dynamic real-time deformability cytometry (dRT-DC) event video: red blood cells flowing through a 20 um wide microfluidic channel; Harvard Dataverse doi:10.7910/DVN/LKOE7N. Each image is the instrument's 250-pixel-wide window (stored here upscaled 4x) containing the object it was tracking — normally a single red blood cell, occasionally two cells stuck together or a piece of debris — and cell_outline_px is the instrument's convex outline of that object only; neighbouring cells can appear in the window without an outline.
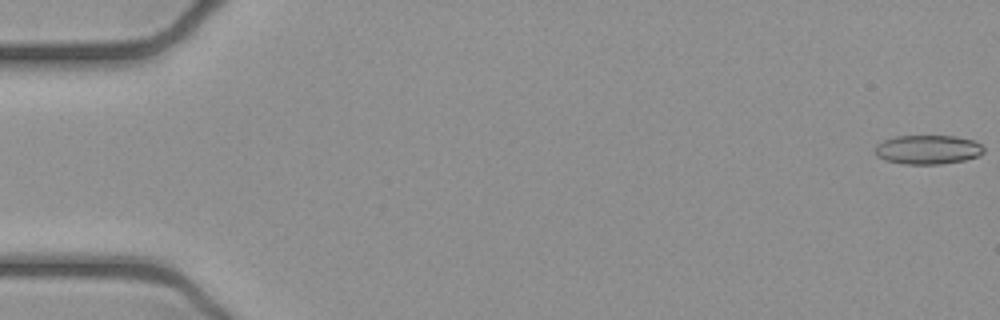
{"species": "common noctule bat (a hibernating species)", "species_latin": "Nyctalus noctula", "temperature_condition": "cold", "stored_images_in_passage": 53, "camera_frame_rate_fps": 3000, "um_per_image_px": 0.085, "animal": {"sex": "female", "body_mass_g": 21.9}, "frame": {"image": 1, "passage_image": 1, "time_ms": 0.0, "image_size_px": [1000, 320], "cell_outline_px": [[984, 152], [980, 156], [964, 160], [940, 164], [904, 164], [884, 160], [876, 156], [876, 144], [884, 140], [896, 136], [956, 136], [972, 140], [980, 144], [984, 148]], "centroid_in_image_um": [78.87, 12.72], "position_along_channel_um": 6.1, "area_um2": 18.5}}
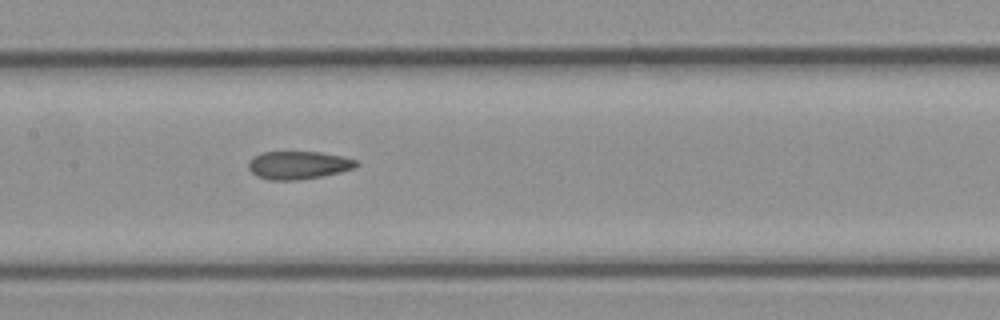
{"frame": {"image": 2, "passage_image": 26, "time_ms": 8.333, "image_size_px": [1000, 320], "cell_outline_px": [[360, 164], [356, 168], [340, 172], [320, 176], [296, 180], [268, 180], [256, 176], [248, 168], [248, 160], [264, 152], [320, 152], [344, 156], [356, 160]], "centroid_in_image_um": [25.38, 14.03], "position_along_channel_um": 182.0, "area_um2": 17.63}}
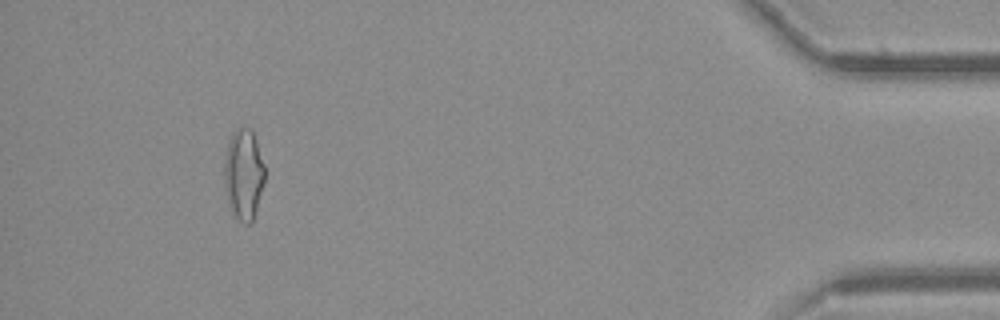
{"frame": {"image": 3, "passage_image": 49, "time_ms": 16.0, "image_size_px": [1000, 320], "cell_outline_px": [[264, 184], [252, 220], [248, 224], [244, 224], [232, 216], [224, 188], [224, 160], [228, 140], [232, 132], [236, 128], [248, 128], [252, 132], [256, 140], [264, 164]], "centroid_in_image_um": [20.68, 14.83], "position_along_channel_um": 414.5, "area_um2": 21.56}, "authors_computed_cell_mechanics": {"area_um2": 18.785, "velocity_mm_per_s": 3.9204, "shape_relaxation_time_tau1_ms": null, "shape_relaxation_time_tau2_ms": 2.8097, "deformation_change_tau1": null, "deformation_change_tau2": 0.1086}}